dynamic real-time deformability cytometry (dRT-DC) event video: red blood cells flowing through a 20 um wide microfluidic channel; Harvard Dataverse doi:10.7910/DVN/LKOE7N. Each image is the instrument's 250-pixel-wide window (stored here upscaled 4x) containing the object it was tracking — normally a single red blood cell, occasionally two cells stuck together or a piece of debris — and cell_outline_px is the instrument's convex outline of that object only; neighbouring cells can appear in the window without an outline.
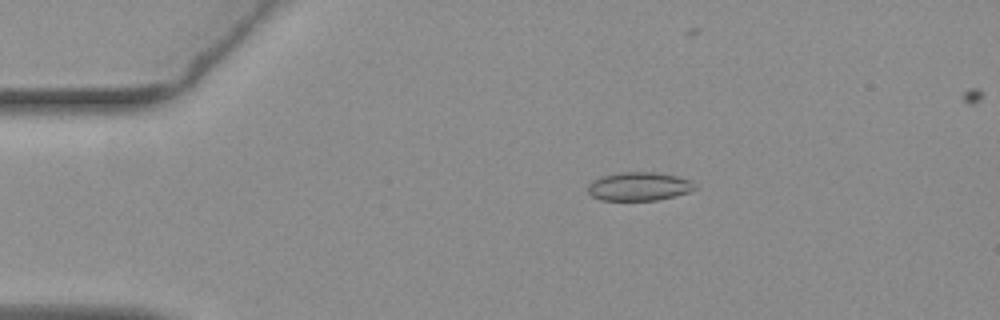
{"species": "common noctule bat (a hibernating species)", "species_latin": "Nyctalus noctula", "temperature_condition": "warm", "stored_images_in_passage": 48, "camera_frame_rate_fps": 3000, "um_per_image_px": 0.085, "animal": {"sex": "female", "body_mass_g": 19.3, "forearm_length_mm": 54.1}, "frame": {"image": 1, "passage_image": 11, "time_ms": 3.333, "image_size_px": [1000, 320], "cell_outline_px": [[696, 188], [688, 192], [656, 200], [600, 200], [592, 196], [588, 192], [588, 184], [592, 180], [600, 176], [620, 172], [656, 172], [676, 176], [692, 180], [696, 184]], "centroid_in_image_um": [54.29, 15.83], "position_along_channel_um": 30.7, "area_um2": 17.86}}
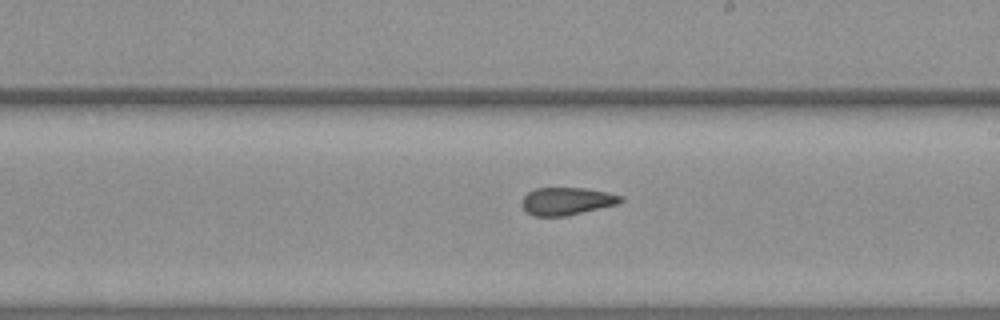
{"frame": {"image": 2, "passage_image": 32, "time_ms": 10.333, "image_size_px": [1000, 320], "cell_outline_px": [[624, 200], [620, 204], [564, 216], [532, 216], [524, 208], [520, 200], [528, 192], [536, 188], [588, 188], [608, 192], [624, 196]], "centroid_in_image_um": [48.22, 17.09], "position_along_channel_um": 240.8, "area_um2": 16.07}}
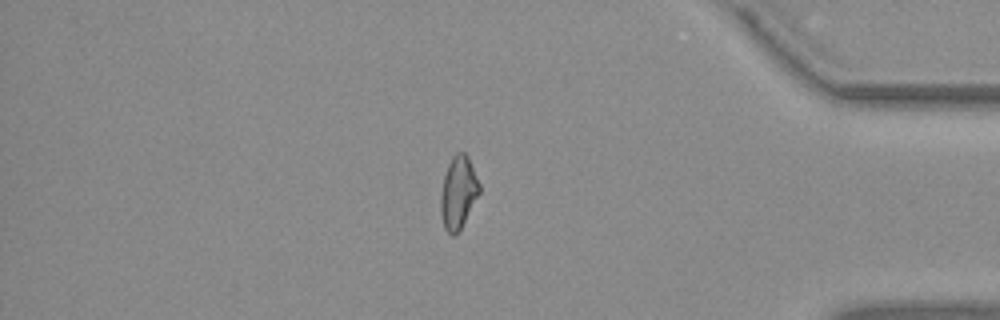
{"frame": {"image": 3, "passage_image": 47, "time_ms": 15.333, "image_size_px": [1000, 320], "cell_outline_px": [[480, 192], [456, 236], [452, 236], [444, 228], [440, 212], [440, 196], [444, 176], [448, 164], [452, 156], [456, 152], [464, 152], [468, 156], [480, 184]], "centroid_in_image_um": [38.94, 16.36], "position_along_channel_um": 396.3, "area_um2": 16.36}}